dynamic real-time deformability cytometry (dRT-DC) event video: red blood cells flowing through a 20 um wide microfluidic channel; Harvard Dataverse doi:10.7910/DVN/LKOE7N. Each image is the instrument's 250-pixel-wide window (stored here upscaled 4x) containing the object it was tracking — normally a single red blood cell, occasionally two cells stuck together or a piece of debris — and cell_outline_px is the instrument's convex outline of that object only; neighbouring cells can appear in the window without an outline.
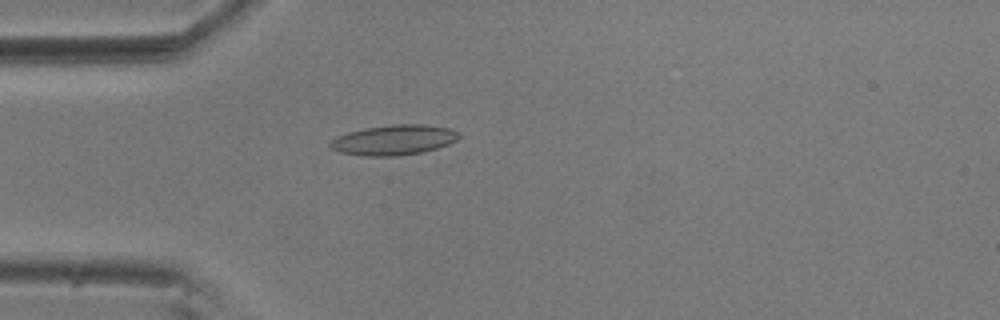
{"species": "common noctule bat (a hibernating species)", "species_latin": "Nyctalus noctula", "temperature_condition": "room temperature", "stored_images_in_passage": 55, "camera_frame_rate_fps": 3000, "um_per_image_px": 0.085, "animal": {"sex": "male", "body_mass_g": 20.5, "forearm_length_mm": 52.5}, "frame": {"image": 1, "passage_image": 15, "time_ms": 4.667, "image_size_px": [1000, 320], "cell_outline_px": [[460, 136], [456, 140], [448, 144], [436, 148], [420, 152], [396, 156], [364, 156], [340, 152], [332, 148], [328, 144], [336, 136], [348, 132], [364, 128], [392, 124], [424, 124], [448, 128], [456, 132]], "centroid_in_image_um": [33.44, 11.89], "position_along_channel_um": 51.6, "area_um2": 22.43}}
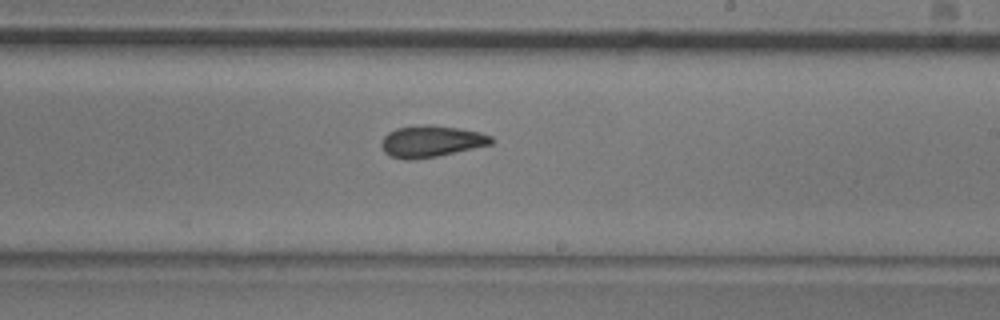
{"frame": {"image": 2, "passage_image": 32, "time_ms": 10.333, "image_size_px": [1000, 320], "cell_outline_px": [[492, 144], [436, 156], [412, 160], [404, 160], [392, 156], [384, 152], [380, 144], [384, 136], [388, 132], [396, 128], [424, 124], [428, 124], [460, 128], [480, 132], [492, 136]], "centroid_in_image_um": [36.62, 12.0], "position_along_channel_um": 252.4, "area_um2": 20.17}}
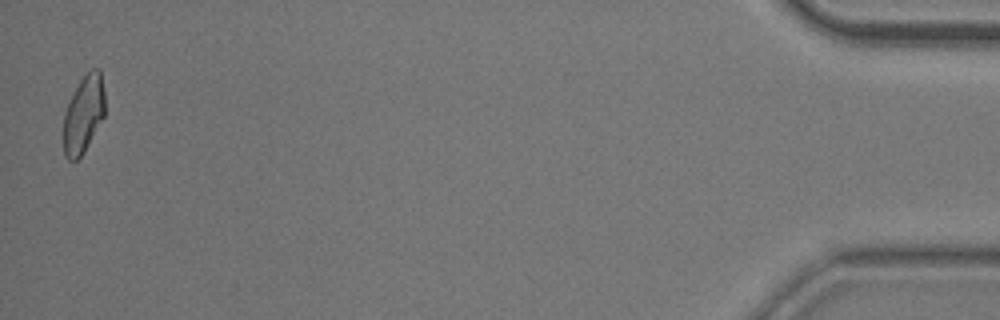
{"frame": {"image": 3, "passage_image": 54, "time_ms": 17.667, "image_size_px": [1000, 320], "cell_outline_px": [[104, 116], [84, 152], [76, 160], [68, 160], [64, 156], [64, 112], [80, 80], [92, 68], [100, 68], [104, 92]], "centroid_in_image_um": [7.11, 9.71], "position_along_channel_um": 428.1, "area_um2": 18.44}, "authors_computed_cell_mechanics": {"area_um2": 19.9988, "velocity_mm_per_s": 3.6757, "shape_relaxation_time_tau1_ms": null, "shape_relaxation_time_tau2_ms": 2.7087, "deformation_change_tau1": null, "deformation_change_tau2": 0.0947}}